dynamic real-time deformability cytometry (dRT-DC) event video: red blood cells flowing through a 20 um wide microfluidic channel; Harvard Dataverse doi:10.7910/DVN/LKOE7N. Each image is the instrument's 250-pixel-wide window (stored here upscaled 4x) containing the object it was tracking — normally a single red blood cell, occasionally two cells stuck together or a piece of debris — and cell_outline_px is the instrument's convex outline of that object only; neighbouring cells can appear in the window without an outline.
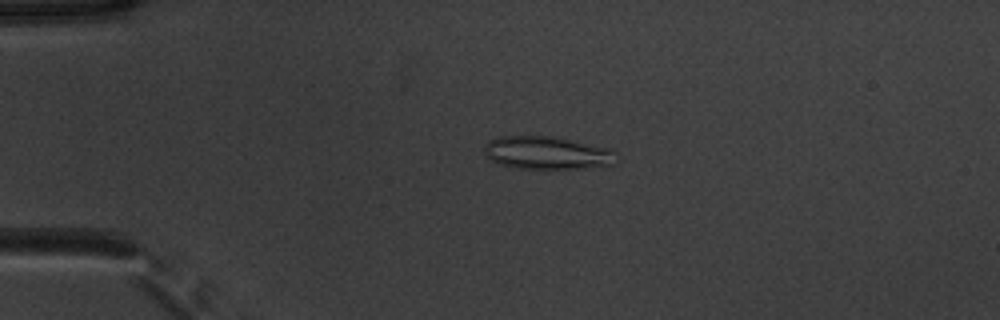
{"species": "common noctule bat (a hibernating species)", "species_latin": "Nyctalus noctula", "temperature_condition": "warm", "stored_images_in_passage": 49, "camera_frame_rate_fps": 3000, "um_per_image_px": 0.085, "animal": {"sex": "male", "body_mass_g": 20.1, "forearm_length_mm": 53.5}, "frame": {"image": 1, "passage_image": 10, "time_ms": 3.0, "image_size_px": [1000, 320], "cell_outline_px": [[620, 160], [616, 164], [584, 168], [516, 168], [500, 164], [492, 160], [488, 156], [484, 148], [488, 140], [500, 136], [556, 136], [612, 148], [616, 152]], "centroid_in_image_um": [46.6, 12.98], "position_along_channel_um": 38.4, "area_um2": 25.66}}
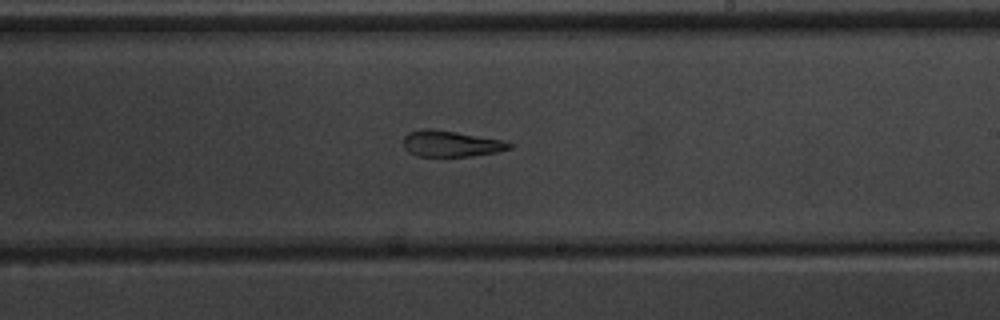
{"frame": {"image": 2, "passage_image": 29, "time_ms": 9.333, "image_size_px": [1000, 320], "cell_outline_px": [[512, 148], [496, 152], [472, 156], [416, 156], [408, 152], [404, 148], [404, 136], [408, 132], [424, 128], [432, 128], [504, 140], [512, 144]], "centroid_in_image_um": [38.31, 12.21], "position_along_channel_um": 250.7, "area_um2": 16.18}}
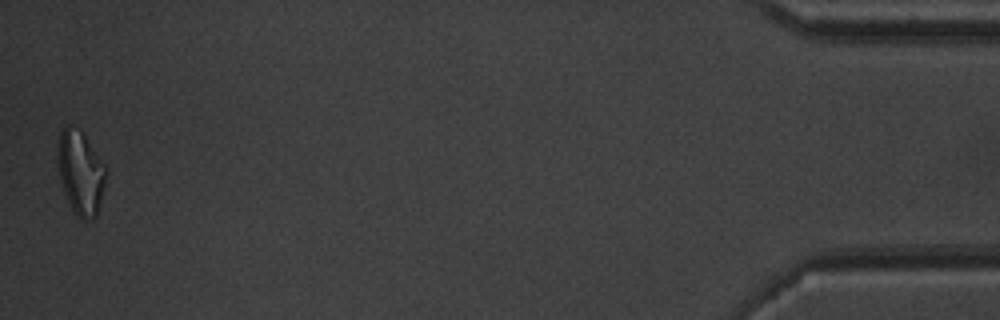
{"frame": {"image": 3, "passage_image": 49, "time_ms": 16.0, "image_size_px": [1000, 320], "cell_outline_px": [[104, 184], [96, 216], [84, 220], [80, 220], [72, 212], [64, 192], [60, 180], [60, 132], [68, 124], [80, 128], [84, 132], [104, 164]], "centroid_in_image_um": [6.86, 14.68], "position_along_channel_um": 428.3, "area_um2": 22.89}, "authors_computed_cell_mechanics": {"area_um2": 19.5364, "velocity_mm_per_s": 3.9439, "shape_relaxation_time_tau1_ms": 9.5216, "shape_relaxation_time_tau2_ms": 3.5309, "deformation_change_tau1": 0.245, "deformation_change_tau2": 0.1358}}